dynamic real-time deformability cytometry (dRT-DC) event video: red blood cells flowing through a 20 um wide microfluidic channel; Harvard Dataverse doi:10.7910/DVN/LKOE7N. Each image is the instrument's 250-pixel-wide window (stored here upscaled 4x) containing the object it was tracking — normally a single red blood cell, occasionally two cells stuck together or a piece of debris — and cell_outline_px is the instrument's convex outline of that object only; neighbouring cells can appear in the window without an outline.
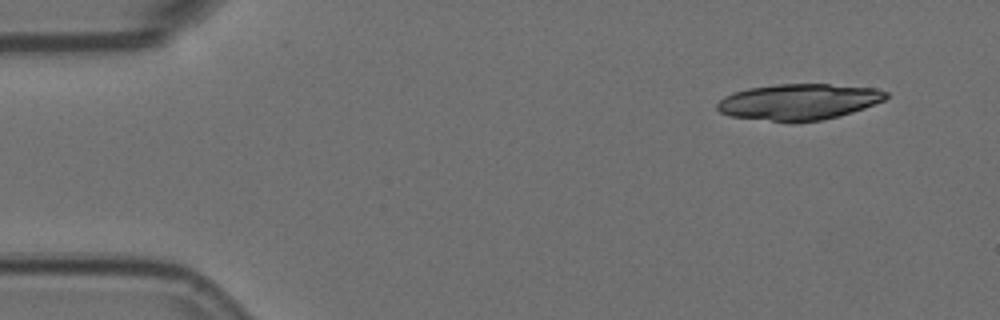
{"species": "Egyptian fruit bat (a non-hibernating species)", "species_latin": "Rousettus aegyptiacus", "temperature_condition": "room temperature", "stored_images_in_passage": 4, "camera_frame_rate_fps": 3000, "um_per_image_px": 0.085, "animal": {"sex": "female"}, "frame": {"image": 1, "passage_image": 1, "time_ms": 0.0, "image_size_px": [1000, 320], "cell_outline_px": [[888, 96], [884, 100], [864, 108], [840, 116], [820, 120], [772, 120], [728, 116], [720, 112], [716, 108], [716, 104], [724, 96], [732, 92], [748, 88], [776, 84], [828, 84], [876, 88], [888, 92]], "centroid_in_image_um": [67.89, 8.63], "position_along_channel_um": 17.1, "area_um2": 35.03}}